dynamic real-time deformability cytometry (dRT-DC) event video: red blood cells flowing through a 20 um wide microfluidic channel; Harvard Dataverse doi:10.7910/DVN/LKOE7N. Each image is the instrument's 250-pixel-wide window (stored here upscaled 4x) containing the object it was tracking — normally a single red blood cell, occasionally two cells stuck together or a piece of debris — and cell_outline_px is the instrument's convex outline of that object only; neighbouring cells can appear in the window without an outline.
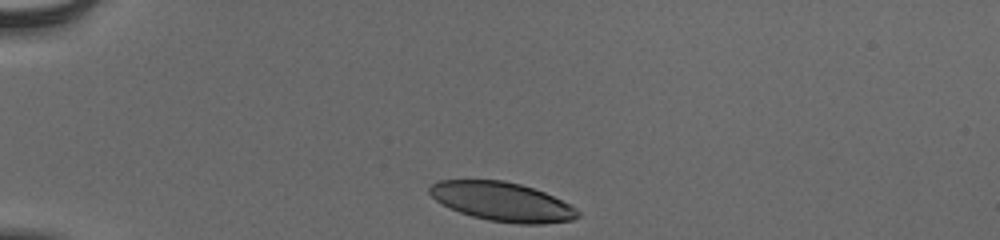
{"species": "human", "species_latin": "Homo sapiens", "temperature_condition": "cold", "stored_images_in_passage": 34, "camera_frame_rate_fps": 3000, "um_per_image_px": 0.085, "donor": {"sex": "male"}, "frame": {"image": 1, "passage_image": 1, "time_ms": 0.0, "image_size_px": [1000, 240], "cell_outline_px": [[580, 216], [572, 220], [544, 224], [516, 224], [488, 220], [472, 216], [460, 212], [436, 200], [428, 192], [428, 188], [432, 184], [440, 180], [504, 180], [520, 184], [544, 192], [576, 208], [580, 212]], "centroid_in_image_um": [42.7, 17.15], "position_along_channel_um": 42.3, "area_um2": 33.47}}
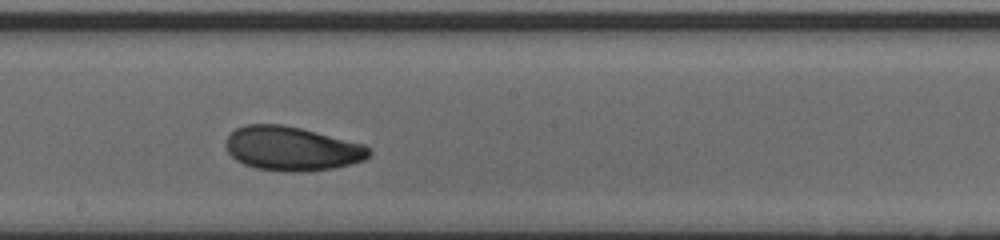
{"frame": {"image": 2, "passage_image": 19, "time_ms": 6.0, "image_size_px": [1000, 240], "cell_outline_px": [[372, 152], [364, 160], [352, 164], [332, 168], [300, 172], [288, 172], [256, 168], [244, 164], [236, 160], [228, 152], [228, 136], [236, 128], [244, 124], [280, 124], [300, 128], [364, 144]], "centroid_in_image_um": [24.82, 12.63], "position_along_channel_um": 223.4, "area_um2": 36.53}}
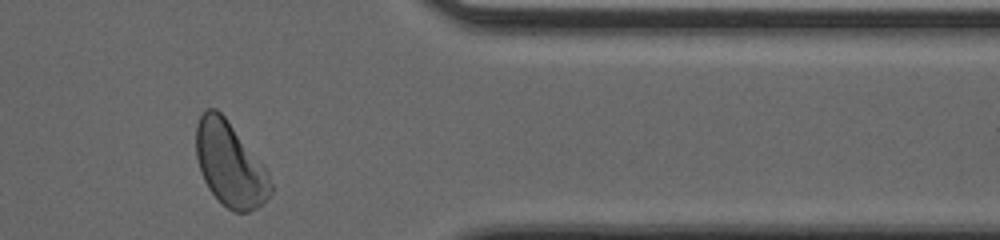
{"frame": {"image": 3, "passage_image": 33, "time_ms": 10.667, "image_size_px": [1000, 240], "cell_outline_px": [[272, 192], [256, 208], [248, 212], [232, 212], [208, 188], [204, 180], [196, 156], [196, 124], [200, 116], [208, 108], [216, 108], [224, 116], [264, 164], [268, 172], [272, 184]], "centroid_in_image_um": [19.56, 13.95], "position_along_channel_um": 391.8, "area_um2": 36.36}, "authors_computed_cell_mechanics": {"area_um2": 35.9516, "velocity_mm_per_s": 3.8504, "shape_relaxation_time_tau1_ms": 3.1395, "shape_relaxation_time_tau2_ms": 2.2765, "deformation_change_tau1": 0.1298, "deformation_change_tau2": 0.0705}}